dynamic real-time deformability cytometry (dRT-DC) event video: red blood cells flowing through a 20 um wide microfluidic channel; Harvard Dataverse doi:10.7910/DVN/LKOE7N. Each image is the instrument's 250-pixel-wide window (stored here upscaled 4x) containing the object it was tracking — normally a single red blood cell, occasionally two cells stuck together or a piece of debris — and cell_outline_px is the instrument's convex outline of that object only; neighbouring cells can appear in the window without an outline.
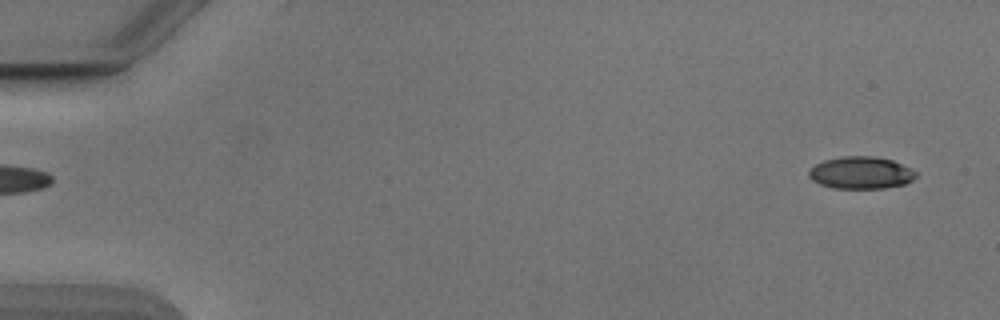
{"species": "Egyptian fruit bat (a non-hibernating species)", "species_latin": "Rousettus aegyptiacus", "temperature_condition": "cold", "stored_images_in_passage": 52, "camera_frame_rate_fps": 3000, "um_per_image_px": 0.085, "animal": {"sex": "male"}, "frame": {"image": 1, "passage_image": 1, "time_ms": 0.0, "image_size_px": [1000, 320], "cell_outline_px": [[920, 172], [912, 180], [904, 184], [884, 188], [832, 188], [820, 184], [812, 180], [808, 176], [808, 172], [816, 164], [824, 160], [840, 156], [872, 156], [892, 160]], "centroid_in_image_um": [73.19, 14.68], "position_along_channel_um": 11.8, "area_um2": 20.17}}
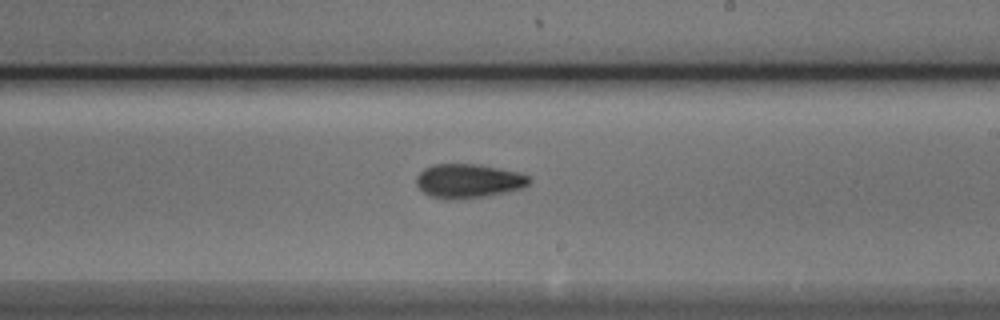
{"frame": {"image": 2, "passage_image": 30, "time_ms": 9.667, "image_size_px": [1000, 320], "cell_outline_px": [[532, 180], [524, 188], [488, 196], [464, 200], [444, 200], [428, 196], [416, 184], [416, 176], [424, 168], [436, 164], [476, 164], [520, 172], [528, 176]], "centroid_in_image_um": [39.81, 15.41], "position_along_channel_um": 249.2, "area_um2": 22.83}}
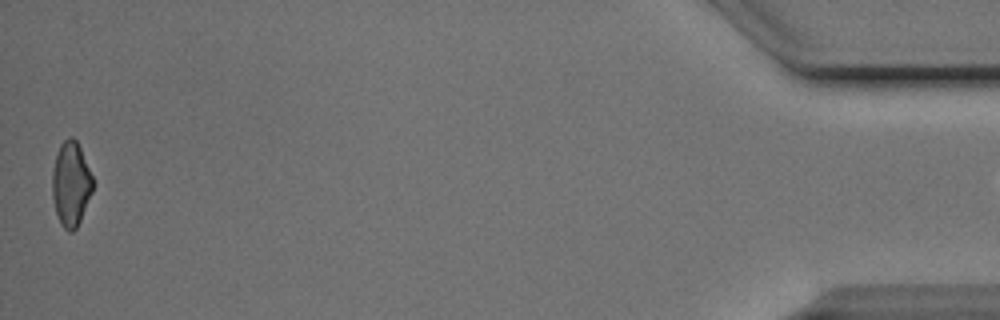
{"frame": {"image": 3, "passage_image": 51, "time_ms": 16.667, "image_size_px": [1000, 320], "cell_outline_px": [[92, 192], [80, 220], [76, 228], [72, 232], [68, 232], [60, 224], [56, 212], [52, 196], [52, 172], [56, 156], [60, 144], [68, 136], [72, 136], [76, 140], [80, 148], [92, 176]], "centroid_in_image_um": [6.01, 15.64], "position_along_channel_um": 429.2, "area_um2": 19.77}}